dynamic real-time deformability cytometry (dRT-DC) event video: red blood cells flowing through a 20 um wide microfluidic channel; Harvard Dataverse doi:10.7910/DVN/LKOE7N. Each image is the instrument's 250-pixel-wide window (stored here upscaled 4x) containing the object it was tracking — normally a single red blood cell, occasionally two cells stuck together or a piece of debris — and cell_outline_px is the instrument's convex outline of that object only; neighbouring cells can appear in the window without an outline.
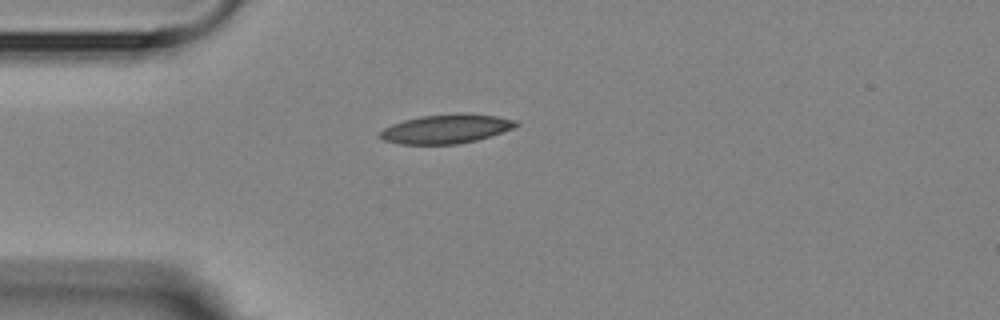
{"species": "Egyptian fruit bat (a non-hibernating species)", "species_latin": "Rousettus aegyptiacus", "temperature_condition": "room temperature", "stored_images_in_passage": 4, "camera_frame_rate_fps": 3000, "um_per_image_px": 0.085, "animal": {"sex": "female"}, "frame": {"image": 1, "passage_image": 1, "time_ms": 0.0, "image_size_px": [1000, 320], "cell_outline_px": [[520, 124], [512, 128], [476, 140], [460, 144], [400, 144], [384, 140], [376, 136], [384, 128], [392, 124], [404, 120], [420, 116], [460, 112], [468, 112], [496, 116], [516, 120]], "centroid_in_image_um": [37.9, 10.94], "position_along_channel_um": 47.1, "area_um2": 23.18}}
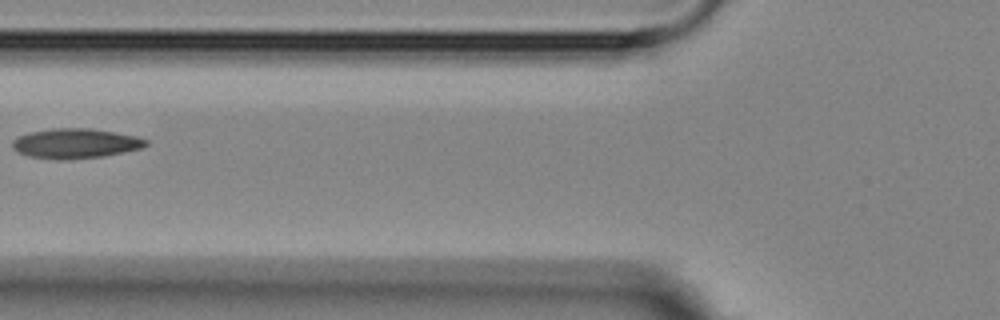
{"frame": {"image": 2, "passage_image": 3, "time_ms": 2.333, "image_size_px": [1000, 320], "cell_outline_px": [[148, 144], [144, 148], [104, 156], [68, 160], [56, 160], [28, 156], [16, 152], [12, 148], [12, 140], [28, 132], [56, 128], [92, 128], [136, 136], [148, 140]], "centroid_in_image_um": [6.41, 12.2], "position_along_channel_um": 119.4, "area_um2": 23.52}}
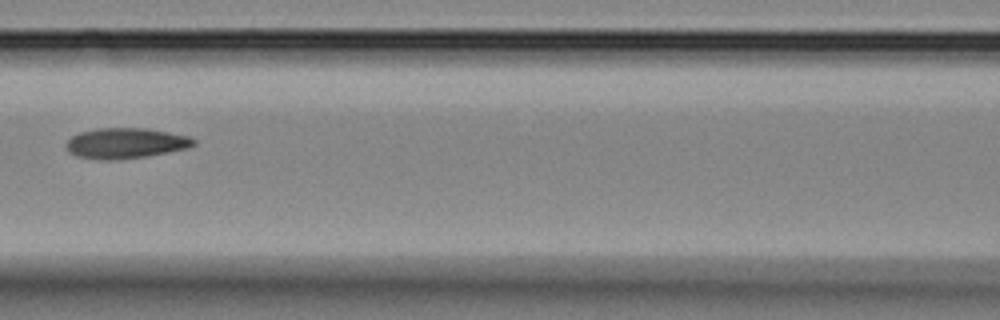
{"frame": {"image": 3, "passage_image": 4, "time_ms": 3.333, "image_size_px": [1000, 320], "cell_outline_px": [[196, 144], [188, 148], [148, 156], [116, 160], [100, 160], [76, 156], [68, 152], [64, 144], [72, 136], [80, 132], [96, 128], [144, 128], [168, 132], [188, 136], [196, 140]], "centroid_in_image_um": [10.65, 12.18], "position_along_channel_um": 155.9, "area_um2": 22.83}}